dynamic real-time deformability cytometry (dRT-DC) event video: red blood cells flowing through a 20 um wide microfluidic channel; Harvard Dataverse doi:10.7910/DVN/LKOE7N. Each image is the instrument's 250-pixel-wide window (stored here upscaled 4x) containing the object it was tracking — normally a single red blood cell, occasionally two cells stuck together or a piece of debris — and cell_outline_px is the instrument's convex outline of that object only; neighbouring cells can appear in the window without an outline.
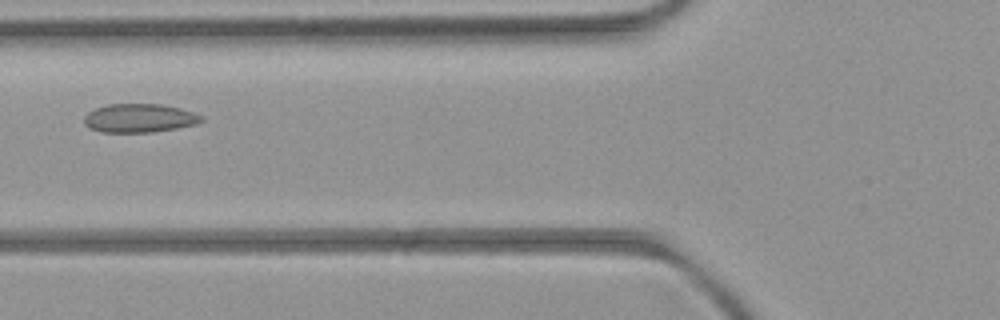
{"species": "common noctule bat (a hibernating species)", "species_latin": "Nyctalus noctula", "temperature_condition": "room temperature", "stored_images_in_passage": 3, "camera_frame_rate_fps": 3000, "um_per_image_px": 0.085, "animal": {"sex": "female", "body_mass_g": 21.9}, "frame": {"image": 1, "passage_image": 2, "time_ms": 2.0, "image_size_px": [1000, 320], "cell_outline_px": [[204, 120], [196, 124], [176, 128], [152, 132], [100, 132], [88, 128], [84, 124], [84, 116], [88, 112], [96, 108], [108, 104], [164, 104], [180, 108], [204, 116]], "centroid_in_image_um": [11.84, 10.04], "position_along_channel_um": 114.0, "area_um2": 19.71}}
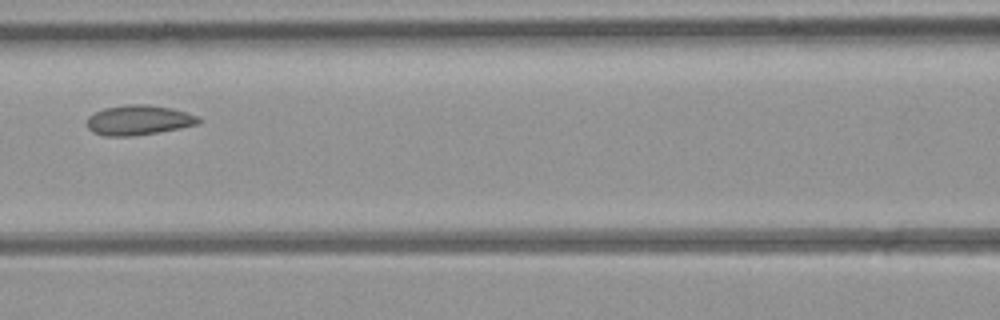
{"frame": {"image": 2, "passage_image": 3, "time_ms": 3.0, "image_size_px": [1000, 320], "cell_outline_px": [[200, 124], [180, 128], [132, 136], [104, 136], [92, 132], [84, 124], [88, 116], [104, 108], [124, 104], [148, 104], [172, 108], [200, 116]], "centroid_in_image_um": [11.76, 10.2], "position_along_channel_um": 154.8, "area_um2": 19.71}}